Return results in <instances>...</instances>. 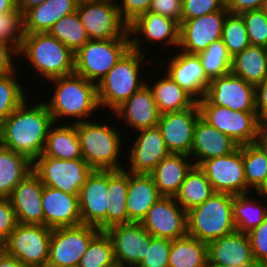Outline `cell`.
Wrapping results in <instances>:
<instances>
[{
	"instance_id": "obj_38",
	"label": "cell",
	"mask_w": 267,
	"mask_h": 267,
	"mask_svg": "<svg viewBox=\"0 0 267 267\" xmlns=\"http://www.w3.org/2000/svg\"><path fill=\"white\" fill-rule=\"evenodd\" d=\"M249 193L233 197V219L236 229L242 233H248L267 216V207L255 203L249 199Z\"/></svg>"
},
{
	"instance_id": "obj_44",
	"label": "cell",
	"mask_w": 267,
	"mask_h": 267,
	"mask_svg": "<svg viewBox=\"0 0 267 267\" xmlns=\"http://www.w3.org/2000/svg\"><path fill=\"white\" fill-rule=\"evenodd\" d=\"M16 72L0 76V121L6 120L25 100V90L14 77Z\"/></svg>"
},
{
	"instance_id": "obj_35",
	"label": "cell",
	"mask_w": 267,
	"mask_h": 267,
	"mask_svg": "<svg viewBox=\"0 0 267 267\" xmlns=\"http://www.w3.org/2000/svg\"><path fill=\"white\" fill-rule=\"evenodd\" d=\"M168 267H207L208 245L190 235L171 240Z\"/></svg>"
},
{
	"instance_id": "obj_2",
	"label": "cell",
	"mask_w": 267,
	"mask_h": 267,
	"mask_svg": "<svg viewBox=\"0 0 267 267\" xmlns=\"http://www.w3.org/2000/svg\"><path fill=\"white\" fill-rule=\"evenodd\" d=\"M132 38H130L131 48L97 83L99 108L109 107L114 111L146 84L140 76L142 60L145 58L140 48L142 40L137 36Z\"/></svg>"
},
{
	"instance_id": "obj_50",
	"label": "cell",
	"mask_w": 267,
	"mask_h": 267,
	"mask_svg": "<svg viewBox=\"0 0 267 267\" xmlns=\"http://www.w3.org/2000/svg\"><path fill=\"white\" fill-rule=\"evenodd\" d=\"M18 224L9 198H0V239L5 242Z\"/></svg>"
},
{
	"instance_id": "obj_17",
	"label": "cell",
	"mask_w": 267,
	"mask_h": 267,
	"mask_svg": "<svg viewBox=\"0 0 267 267\" xmlns=\"http://www.w3.org/2000/svg\"><path fill=\"white\" fill-rule=\"evenodd\" d=\"M111 238L118 267H136L150 246L151 234L141 223H123L105 230Z\"/></svg>"
},
{
	"instance_id": "obj_33",
	"label": "cell",
	"mask_w": 267,
	"mask_h": 267,
	"mask_svg": "<svg viewBox=\"0 0 267 267\" xmlns=\"http://www.w3.org/2000/svg\"><path fill=\"white\" fill-rule=\"evenodd\" d=\"M33 162L23 154L0 147V198H9L15 186L32 172Z\"/></svg>"
},
{
	"instance_id": "obj_59",
	"label": "cell",
	"mask_w": 267,
	"mask_h": 267,
	"mask_svg": "<svg viewBox=\"0 0 267 267\" xmlns=\"http://www.w3.org/2000/svg\"><path fill=\"white\" fill-rule=\"evenodd\" d=\"M16 8V0H0V14L14 11Z\"/></svg>"
},
{
	"instance_id": "obj_61",
	"label": "cell",
	"mask_w": 267,
	"mask_h": 267,
	"mask_svg": "<svg viewBox=\"0 0 267 267\" xmlns=\"http://www.w3.org/2000/svg\"><path fill=\"white\" fill-rule=\"evenodd\" d=\"M207 267H237L233 265H222V264H208Z\"/></svg>"
},
{
	"instance_id": "obj_10",
	"label": "cell",
	"mask_w": 267,
	"mask_h": 267,
	"mask_svg": "<svg viewBox=\"0 0 267 267\" xmlns=\"http://www.w3.org/2000/svg\"><path fill=\"white\" fill-rule=\"evenodd\" d=\"M51 232L45 225L18 223L4 242V250L27 267H47Z\"/></svg>"
},
{
	"instance_id": "obj_29",
	"label": "cell",
	"mask_w": 267,
	"mask_h": 267,
	"mask_svg": "<svg viewBox=\"0 0 267 267\" xmlns=\"http://www.w3.org/2000/svg\"><path fill=\"white\" fill-rule=\"evenodd\" d=\"M80 0H46L24 13L25 33L48 32L62 17L77 11Z\"/></svg>"
},
{
	"instance_id": "obj_47",
	"label": "cell",
	"mask_w": 267,
	"mask_h": 267,
	"mask_svg": "<svg viewBox=\"0 0 267 267\" xmlns=\"http://www.w3.org/2000/svg\"><path fill=\"white\" fill-rule=\"evenodd\" d=\"M171 240L166 238H155L151 235L150 246L144 258L136 267H168Z\"/></svg>"
},
{
	"instance_id": "obj_49",
	"label": "cell",
	"mask_w": 267,
	"mask_h": 267,
	"mask_svg": "<svg viewBox=\"0 0 267 267\" xmlns=\"http://www.w3.org/2000/svg\"><path fill=\"white\" fill-rule=\"evenodd\" d=\"M256 262H267V216L260 225L247 233Z\"/></svg>"
},
{
	"instance_id": "obj_6",
	"label": "cell",
	"mask_w": 267,
	"mask_h": 267,
	"mask_svg": "<svg viewBox=\"0 0 267 267\" xmlns=\"http://www.w3.org/2000/svg\"><path fill=\"white\" fill-rule=\"evenodd\" d=\"M83 159L93 170H123L118 164L122 150L120 132L110 125L83 121L76 123ZM118 159V160H117Z\"/></svg>"
},
{
	"instance_id": "obj_32",
	"label": "cell",
	"mask_w": 267,
	"mask_h": 267,
	"mask_svg": "<svg viewBox=\"0 0 267 267\" xmlns=\"http://www.w3.org/2000/svg\"><path fill=\"white\" fill-rule=\"evenodd\" d=\"M254 86L267 78V53L263 46L250 45L232 57L231 71Z\"/></svg>"
},
{
	"instance_id": "obj_3",
	"label": "cell",
	"mask_w": 267,
	"mask_h": 267,
	"mask_svg": "<svg viewBox=\"0 0 267 267\" xmlns=\"http://www.w3.org/2000/svg\"><path fill=\"white\" fill-rule=\"evenodd\" d=\"M57 86L50 102L46 103L54 123L61 117H75L73 123L85 122L99 107L97 84L77 74L50 79ZM84 118V119H83Z\"/></svg>"
},
{
	"instance_id": "obj_1",
	"label": "cell",
	"mask_w": 267,
	"mask_h": 267,
	"mask_svg": "<svg viewBox=\"0 0 267 267\" xmlns=\"http://www.w3.org/2000/svg\"><path fill=\"white\" fill-rule=\"evenodd\" d=\"M26 101L2 122V146L33 162L43 154L54 120L46 102L27 107Z\"/></svg>"
},
{
	"instance_id": "obj_30",
	"label": "cell",
	"mask_w": 267,
	"mask_h": 267,
	"mask_svg": "<svg viewBox=\"0 0 267 267\" xmlns=\"http://www.w3.org/2000/svg\"><path fill=\"white\" fill-rule=\"evenodd\" d=\"M188 157L186 154L170 153L149 174L162 196L175 197L179 192L187 172L194 165Z\"/></svg>"
},
{
	"instance_id": "obj_43",
	"label": "cell",
	"mask_w": 267,
	"mask_h": 267,
	"mask_svg": "<svg viewBox=\"0 0 267 267\" xmlns=\"http://www.w3.org/2000/svg\"><path fill=\"white\" fill-rule=\"evenodd\" d=\"M221 39L231 57H234L251 45L244 20L240 14H227L223 24Z\"/></svg>"
},
{
	"instance_id": "obj_9",
	"label": "cell",
	"mask_w": 267,
	"mask_h": 267,
	"mask_svg": "<svg viewBox=\"0 0 267 267\" xmlns=\"http://www.w3.org/2000/svg\"><path fill=\"white\" fill-rule=\"evenodd\" d=\"M115 0H80L77 13L90 40L130 38Z\"/></svg>"
},
{
	"instance_id": "obj_14",
	"label": "cell",
	"mask_w": 267,
	"mask_h": 267,
	"mask_svg": "<svg viewBox=\"0 0 267 267\" xmlns=\"http://www.w3.org/2000/svg\"><path fill=\"white\" fill-rule=\"evenodd\" d=\"M204 98L212 105L230 110L256 112L255 86L231 72L213 79Z\"/></svg>"
},
{
	"instance_id": "obj_7",
	"label": "cell",
	"mask_w": 267,
	"mask_h": 267,
	"mask_svg": "<svg viewBox=\"0 0 267 267\" xmlns=\"http://www.w3.org/2000/svg\"><path fill=\"white\" fill-rule=\"evenodd\" d=\"M130 48V38L89 40L74 54V73L97 84Z\"/></svg>"
},
{
	"instance_id": "obj_65",
	"label": "cell",
	"mask_w": 267,
	"mask_h": 267,
	"mask_svg": "<svg viewBox=\"0 0 267 267\" xmlns=\"http://www.w3.org/2000/svg\"><path fill=\"white\" fill-rule=\"evenodd\" d=\"M263 10L267 13V0H265L264 6H263Z\"/></svg>"
},
{
	"instance_id": "obj_20",
	"label": "cell",
	"mask_w": 267,
	"mask_h": 267,
	"mask_svg": "<svg viewBox=\"0 0 267 267\" xmlns=\"http://www.w3.org/2000/svg\"><path fill=\"white\" fill-rule=\"evenodd\" d=\"M43 186L40 178L33 171L15 186L9 200L18 223L44 225Z\"/></svg>"
},
{
	"instance_id": "obj_56",
	"label": "cell",
	"mask_w": 267,
	"mask_h": 267,
	"mask_svg": "<svg viewBox=\"0 0 267 267\" xmlns=\"http://www.w3.org/2000/svg\"><path fill=\"white\" fill-rule=\"evenodd\" d=\"M0 267H27L17 257L8 254L5 250L0 252Z\"/></svg>"
},
{
	"instance_id": "obj_21",
	"label": "cell",
	"mask_w": 267,
	"mask_h": 267,
	"mask_svg": "<svg viewBox=\"0 0 267 267\" xmlns=\"http://www.w3.org/2000/svg\"><path fill=\"white\" fill-rule=\"evenodd\" d=\"M42 209L44 225L48 228L73 227L82 224L78 195L43 186Z\"/></svg>"
},
{
	"instance_id": "obj_12",
	"label": "cell",
	"mask_w": 267,
	"mask_h": 267,
	"mask_svg": "<svg viewBox=\"0 0 267 267\" xmlns=\"http://www.w3.org/2000/svg\"><path fill=\"white\" fill-rule=\"evenodd\" d=\"M98 228L81 224L52 229L47 267H77Z\"/></svg>"
},
{
	"instance_id": "obj_13",
	"label": "cell",
	"mask_w": 267,
	"mask_h": 267,
	"mask_svg": "<svg viewBox=\"0 0 267 267\" xmlns=\"http://www.w3.org/2000/svg\"><path fill=\"white\" fill-rule=\"evenodd\" d=\"M199 167L215 192L234 196L250 193L245 179L242 146L228 155L205 160Z\"/></svg>"
},
{
	"instance_id": "obj_28",
	"label": "cell",
	"mask_w": 267,
	"mask_h": 267,
	"mask_svg": "<svg viewBox=\"0 0 267 267\" xmlns=\"http://www.w3.org/2000/svg\"><path fill=\"white\" fill-rule=\"evenodd\" d=\"M179 29L175 20L151 11L140 14L128 24L130 37L141 33L142 37L145 36L144 41H166L176 48L179 47Z\"/></svg>"
},
{
	"instance_id": "obj_23",
	"label": "cell",
	"mask_w": 267,
	"mask_h": 267,
	"mask_svg": "<svg viewBox=\"0 0 267 267\" xmlns=\"http://www.w3.org/2000/svg\"><path fill=\"white\" fill-rule=\"evenodd\" d=\"M130 156L132 174H150L170 152L167 150L160 129L156 127L139 130Z\"/></svg>"
},
{
	"instance_id": "obj_39",
	"label": "cell",
	"mask_w": 267,
	"mask_h": 267,
	"mask_svg": "<svg viewBox=\"0 0 267 267\" xmlns=\"http://www.w3.org/2000/svg\"><path fill=\"white\" fill-rule=\"evenodd\" d=\"M48 32L74 54L90 40L77 11L62 17Z\"/></svg>"
},
{
	"instance_id": "obj_51",
	"label": "cell",
	"mask_w": 267,
	"mask_h": 267,
	"mask_svg": "<svg viewBox=\"0 0 267 267\" xmlns=\"http://www.w3.org/2000/svg\"><path fill=\"white\" fill-rule=\"evenodd\" d=\"M117 6L120 17L130 24L137 16L149 11L152 0H121Z\"/></svg>"
},
{
	"instance_id": "obj_36",
	"label": "cell",
	"mask_w": 267,
	"mask_h": 267,
	"mask_svg": "<svg viewBox=\"0 0 267 267\" xmlns=\"http://www.w3.org/2000/svg\"><path fill=\"white\" fill-rule=\"evenodd\" d=\"M149 88L161 114L182 111L197 103L169 75L164 76Z\"/></svg>"
},
{
	"instance_id": "obj_46",
	"label": "cell",
	"mask_w": 267,
	"mask_h": 267,
	"mask_svg": "<svg viewBox=\"0 0 267 267\" xmlns=\"http://www.w3.org/2000/svg\"><path fill=\"white\" fill-rule=\"evenodd\" d=\"M251 45H267V13L263 9L240 13Z\"/></svg>"
},
{
	"instance_id": "obj_52",
	"label": "cell",
	"mask_w": 267,
	"mask_h": 267,
	"mask_svg": "<svg viewBox=\"0 0 267 267\" xmlns=\"http://www.w3.org/2000/svg\"><path fill=\"white\" fill-rule=\"evenodd\" d=\"M182 0H152L149 11L158 13L181 24Z\"/></svg>"
},
{
	"instance_id": "obj_24",
	"label": "cell",
	"mask_w": 267,
	"mask_h": 267,
	"mask_svg": "<svg viewBox=\"0 0 267 267\" xmlns=\"http://www.w3.org/2000/svg\"><path fill=\"white\" fill-rule=\"evenodd\" d=\"M208 264L251 267L256 262L247 233L238 230L208 244Z\"/></svg>"
},
{
	"instance_id": "obj_62",
	"label": "cell",
	"mask_w": 267,
	"mask_h": 267,
	"mask_svg": "<svg viewBox=\"0 0 267 267\" xmlns=\"http://www.w3.org/2000/svg\"><path fill=\"white\" fill-rule=\"evenodd\" d=\"M251 267H267V262H255Z\"/></svg>"
},
{
	"instance_id": "obj_40",
	"label": "cell",
	"mask_w": 267,
	"mask_h": 267,
	"mask_svg": "<svg viewBox=\"0 0 267 267\" xmlns=\"http://www.w3.org/2000/svg\"><path fill=\"white\" fill-rule=\"evenodd\" d=\"M77 267H118L111 238L105 230L91 240Z\"/></svg>"
},
{
	"instance_id": "obj_42",
	"label": "cell",
	"mask_w": 267,
	"mask_h": 267,
	"mask_svg": "<svg viewBox=\"0 0 267 267\" xmlns=\"http://www.w3.org/2000/svg\"><path fill=\"white\" fill-rule=\"evenodd\" d=\"M242 159L247 186L256 190L267 176V157L253 143L242 145Z\"/></svg>"
},
{
	"instance_id": "obj_57",
	"label": "cell",
	"mask_w": 267,
	"mask_h": 267,
	"mask_svg": "<svg viewBox=\"0 0 267 267\" xmlns=\"http://www.w3.org/2000/svg\"><path fill=\"white\" fill-rule=\"evenodd\" d=\"M255 144L267 157V124L261 125Z\"/></svg>"
},
{
	"instance_id": "obj_18",
	"label": "cell",
	"mask_w": 267,
	"mask_h": 267,
	"mask_svg": "<svg viewBox=\"0 0 267 267\" xmlns=\"http://www.w3.org/2000/svg\"><path fill=\"white\" fill-rule=\"evenodd\" d=\"M200 116L198 103L182 111L160 115L157 127L160 129L165 146L170 153L190 156L194 128Z\"/></svg>"
},
{
	"instance_id": "obj_48",
	"label": "cell",
	"mask_w": 267,
	"mask_h": 267,
	"mask_svg": "<svg viewBox=\"0 0 267 267\" xmlns=\"http://www.w3.org/2000/svg\"><path fill=\"white\" fill-rule=\"evenodd\" d=\"M221 9H226L225 0H182L181 20H189Z\"/></svg>"
},
{
	"instance_id": "obj_25",
	"label": "cell",
	"mask_w": 267,
	"mask_h": 267,
	"mask_svg": "<svg viewBox=\"0 0 267 267\" xmlns=\"http://www.w3.org/2000/svg\"><path fill=\"white\" fill-rule=\"evenodd\" d=\"M238 147L229 136L221 133L201 116L198 118L190 153V157H196L194 165L199 166L205 160L228 155Z\"/></svg>"
},
{
	"instance_id": "obj_27",
	"label": "cell",
	"mask_w": 267,
	"mask_h": 267,
	"mask_svg": "<svg viewBox=\"0 0 267 267\" xmlns=\"http://www.w3.org/2000/svg\"><path fill=\"white\" fill-rule=\"evenodd\" d=\"M160 197L162 195L149 174H132L128 172L126 197L128 223H141L148 210Z\"/></svg>"
},
{
	"instance_id": "obj_26",
	"label": "cell",
	"mask_w": 267,
	"mask_h": 267,
	"mask_svg": "<svg viewBox=\"0 0 267 267\" xmlns=\"http://www.w3.org/2000/svg\"><path fill=\"white\" fill-rule=\"evenodd\" d=\"M113 113L138 131L156 127L161 115L147 82Z\"/></svg>"
},
{
	"instance_id": "obj_41",
	"label": "cell",
	"mask_w": 267,
	"mask_h": 267,
	"mask_svg": "<svg viewBox=\"0 0 267 267\" xmlns=\"http://www.w3.org/2000/svg\"><path fill=\"white\" fill-rule=\"evenodd\" d=\"M198 56L210 81L231 71L232 57L222 39L213 42L206 50L198 53Z\"/></svg>"
},
{
	"instance_id": "obj_60",
	"label": "cell",
	"mask_w": 267,
	"mask_h": 267,
	"mask_svg": "<svg viewBox=\"0 0 267 267\" xmlns=\"http://www.w3.org/2000/svg\"><path fill=\"white\" fill-rule=\"evenodd\" d=\"M257 195L260 197H267V176L263 180V182L259 185V187L255 190Z\"/></svg>"
},
{
	"instance_id": "obj_45",
	"label": "cell",
	"mask_w": 267,
	"mask_h": 267,
	"mask_svg": "<svg viewBox=\"0 0 267 267\" xmlns=\"http://www.w3.org/2000/svg\"><path fill=\"white\" fill-rule=\"evenodd\" d=\"M24 37V14L18 8L0 14V43L11 46L19 53Z\"/></svg>"
},
{
	"instance_id": "obj_58",
	"label": "cell",
	"mask_w": 267,
	"mask_h": 267,
	"mask_svg": "<svg viewBox=\"0 0 267 267\" xmlns=\"http://www.w3.org/2000/svg\"><path fill=\"white\" fill-rule=\"evenodd\" d=\"M46 0H16L17 8L24 14L28 9L40 5Z\"/></svg>"
},
{
	"instance_id": "obj_37",
	"label": "cell",
	"mask_w": 267,
	"mask_h": 267,
	"mask_svg": "<svg viewBox=\"0 0 267 267\" xmlns=\"http://www.w3.org/2000/svg\"><path fill=\"white\" fill-rule=\"evenodd\" d=\"M214 192L204 171L199 166L193 165L187 172L180 190L174 198L187 212L201 205Z\"/></svg>"
},
{
	"instance_id": "obj_31",
	"label": "cell",
	"mask_w": 267,
	"mask_h": 267,
	"mask_svg": "<svg viewBox=\"0 0 267 267\" xmlns=\"http://www.w3.org/2000/svg\"><path fill=\"white\" fill-rule=\"evenodd\" d=\"M49 129L44 152L39 157L62 160L83 159L76 123L55 126Z\"/></svg>"
},
{
	"instance_id": "obj_34",
	"label": "cell",
	"mask_w": 267,
	"mask_h": 267,
	"mask_svg": "<svg viewBox=\"0 0 267 267\" xmlns=\"http://www.w3.org/2000/svg\"><path fill=\"white\" fill-rule=\"evenodd\" d=\"M127 188L128 172L126 170H107L106 229L116 224L128 223L126 210Z\"/></svg>"
},
{
	"instance_id": "obj_16",
	"label": "cell",
	"mask_w": 267,
	"mask_h": 267,
	"mask_svg": "<svg viewBox=\"0 0 267 267\" xmlns=\"http://www.w3.org/2000/svg\"><path fill=\"white\" fill-rule=\"evenodd\" d=\"M228 13L227 9H221L189 20H181L179 29L181 50L190 54H198L206 50L213 42L221 39L223 24Z\"/></svg>"
},
{
	"instance_id": "obj_19",
	"label": "cell",
	"mask_w": 267,
	"mask_h": 267,
	"mask_svg": "<svg viewBox=\"0 0 267 267\" xmlns=\"http://www.w3.org/2000/svg\"><path fill=\"white\" fill-rule=\"evenodd\" d=\"M82 224L106 230L107 170H92L78 195Z\"/></svg>"
},
{
	"instance_id": "obj_15",
	"label": "cell",
	"mask_w": 267,
	"mask_h": 267,
	"mask_svg": "<svg viewBox=\"0 0 267 267\" xmlns=\"http://www.w3.org/2000/svg\"><path fill=\"white\" fill-rule=\"evenodd\" d=\"M141 224L155 238L174 240L188 234L187 212L171 196L160 197Z\"/></svg>"
},
{
	"instance_id": "obj_54",
	"label": "cell",
	"mask_w": 267,
	"mask_h": 267,
	"mask_svg": "<svg viewBox=\"0 0 267 267\" xmlns=\"http://www.w3.org/2000/svg\"><path fill=\"white\" fill-rule=\"evenodd\" d=\"M265 0H225L229 13L240 14L248 10L263 9Z\"/></svg>"
},
{
	"instance_id": "obj_55",
	"label": "cell",
	"mask_w": 267,
	"mask_h": 267,
	"mask_svg": "<svg viewBox=\"0 0 267 267\" xmlns=\"http://www.w3.org/2000/svg\"><path fill=\"white\" fill-rule=\"evenodd\" d=\"M13 55L19 56L11 46L0 43V76H4L16 71L13 64L14 62H12L14 59L12 58L14 57Z\"/></svg>"
},
{
	"instance_id": "obj_4",
	"label": "cell",
	"mask_w": 267,
	"mask_h": 267,
	"mask_svg": "<svg viewBox=\"0 0 267 267\" xmlns=\"http://www.w3.org/2000/svg\"><path fill=\"white\" fill-rule=\"evenodd\" d=\"M233 197L227 193L214 192L201 205L187 211L188 235L208 244L236 231Z\"/></svg>"
},
{
	"instance_id": "obj_5",
	"label": "cell",
	"mask_w": 267,
	"mask_h": 267,
	"mask_svg": "<svg viewBox=\"0 0 267 267\" xmlns=\"http://www.w3.org/2000/svg\"><path fill=\"white\" fill-rule=\"evenodd\" d=\"M19 54L47 80L74 74V53L49 32L25 33Z\"/></svg>"
},
{
	"instance_id": "obj_22",
	"label": "cell",
	"mask_w": 267,
	"mask_h": 267,
	"mask_svg": "<svg viewBox=\"0 0 267 267\" xmlns=\"http://www.w3.org/2000/svg\"><path fill=\"white\" fill-rule=\"evenodd\" d=\"M169 63L166 74L197 102L205 97L211 81L205 74L198 54L179 51Z\"/></svg>"
},
{
	"instance_id": "obj_63",
	"label": "cell",
	"mask_w": 267,
	"mask_h": 267,
	"mask_svg": "<svg viewBox=\"0 0 267 267\" xmlns=\"http://www.w3.org/2000/svg\"><path fill=\"white\" fill-rule=\"evenodd\" d=\"M2 121H0V147L2 146Z\"/></svg>"
},
{
	"instance_id": "obj_64",
	"label": "cell",
	"mask_w": 267,
	"mask_h": 267,
	"mask_svg": "<svg viewBox=\"0 0 267 267\" xmlns=\"http://www.w3.org/2000/svg\"><path fill=\"white\" fill-rule=\"evenodd\" d=\"M4 250V242L0 239V252Z\"/></svg>"
},
{
	"instance_id": "obj_53",
	"label": "cell",
	"mask_w": 267,
	"mask_h": 267,
	"mask_svg": "<svg viewBox=\"0 0 267 267\" xmlns=\"http://www.w3.org/2000/svg\"><path fill=\"white\" fill-rule=\"evenodd\" d=\"M256 112L261 124H267V78L255 86Z\"/></svg>"
},
{
	"instance_id": "obj_11",
	"label": "cell",
	"mask_w": 267,
	"mask_h": 267,
	"mask_svg": "<svg viewBox=\"0 0 267 267\" xmlns=\"http://www.w3.org/2000/svg\"><path fill=\"white\" fill-rule=\"evenodd\" d=\"M92 170L84 159L62 160L52 157H37L32 168L44 186L72 195H79Z\"/></svg>"
},
{
	"instance_id": "obj_8",
	"label": "cell",
	"mask_w": 267,
	"mask_h": 267,
	"mask_svg": "<svg viewBox=\"0 0 267 267\" xmlns=\"http://www.w3.org/2000/svg\"><path fill=\"white\" fill-rule=\"evenodd\" d=\"M197 103L201 117L239 146L255 143L262 125L257 112L230 110L227 107L212 105L205 98Z\"/></svg>"
}]
</instances>
